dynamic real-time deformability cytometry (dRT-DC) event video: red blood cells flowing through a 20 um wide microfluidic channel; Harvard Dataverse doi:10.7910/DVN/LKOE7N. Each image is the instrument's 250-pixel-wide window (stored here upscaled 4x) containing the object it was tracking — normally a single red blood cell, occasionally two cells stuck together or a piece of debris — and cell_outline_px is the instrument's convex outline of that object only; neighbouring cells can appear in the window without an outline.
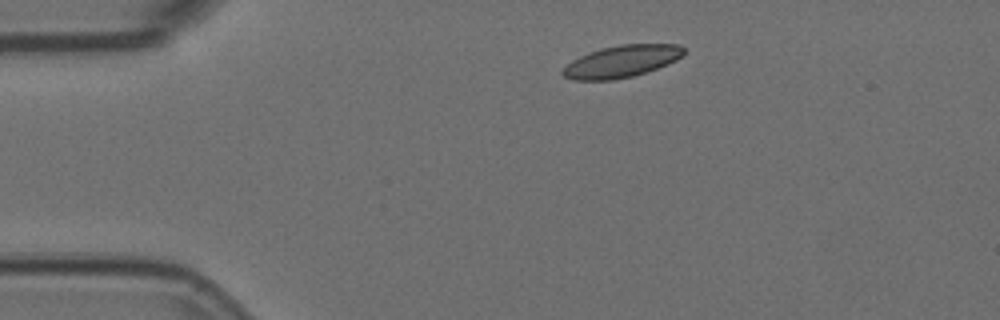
{"species": "Egyptian fruit bat (a non-hibernating species)", "species_latin": "Rousettus aegyptiacus", "temperature_condition": "room temperature", "stored_images_in_passage": 45, "camera_frame_rate_fps": 3000, "um_per_image_px": 0.085, "animal": {"sex": "female"}, "frame": {"image": 1, "passage_image": 1, "time_ms": 0.0, "image_size_px": [1000, 320], "cell_outline_px": [[684, 52], [676, 60], [668, 64], [632, 76], [612, 80], [572, 80], [564, 76], [560, 72], [572, 60], [588, 52], [600, 48], [620, 44], [680, 44], [684, 48]], "centroid_in_image_um": [52.81, 5.21], "position_along_channel_um": 32.2, "area_um2": 22.48}}
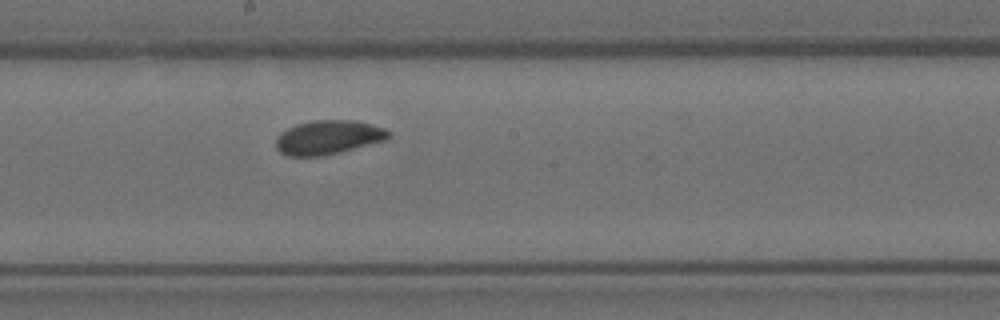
{"frame": {"image": 2, "passage_image": 20, "time_ms": 6.333, "image_size_px": [1000, 320], "cell_outline_px": [[392, 136], [388, 140], [340, 152], [320, 156], [288, 156], [280, 152], [276, 148], [276, 136], [280, 132], [296, 124], [312, 120], [356, 120], [384, 128], [392, 132]], "centroid_in_image_um": [27.92, 11.67], "position_along_channel_um": 220.3, "area_um2": 22.66}}
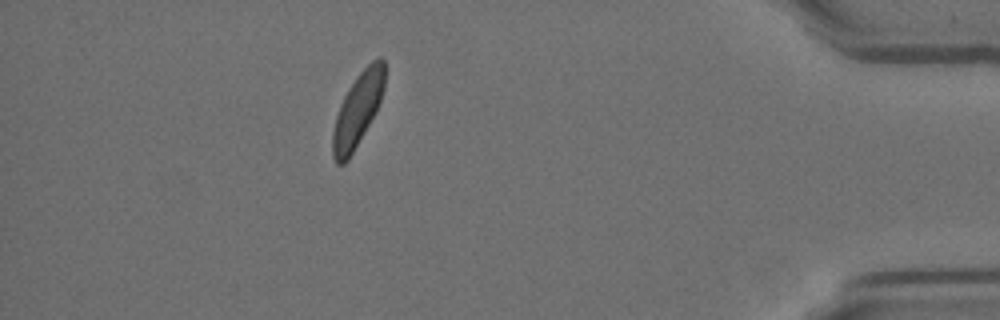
{"frame": {"image": 3, "passage_image": 39, "time_ms": 12.667, "image_size_px": [1000, 320], "cell_outline_px": [[384, 88], [376, 112], [348, 160], [344, 164], [336, 164], [332, 156], [332, 132], [336, 116], [340, 104], [348, 88], [356, 76], [372, 60], [380, 56], [384, 60]], "centroid_in_image_um": [30.38, 9.34], "position_along_channel_um": 404.8, "area_um2": 22.14}, "authors_computed_cell_mechanics": {"area_um2": 22.3108, "velocity_mm_per_s": 3.6986, "shape_relaxation_time_tau1_ms": 4.4595, "shape_relaxation_time_tau2_ms": 2.1512, "deformation_change_tau1": 0.0992, "deformation_change_tau2": 0.0705}}